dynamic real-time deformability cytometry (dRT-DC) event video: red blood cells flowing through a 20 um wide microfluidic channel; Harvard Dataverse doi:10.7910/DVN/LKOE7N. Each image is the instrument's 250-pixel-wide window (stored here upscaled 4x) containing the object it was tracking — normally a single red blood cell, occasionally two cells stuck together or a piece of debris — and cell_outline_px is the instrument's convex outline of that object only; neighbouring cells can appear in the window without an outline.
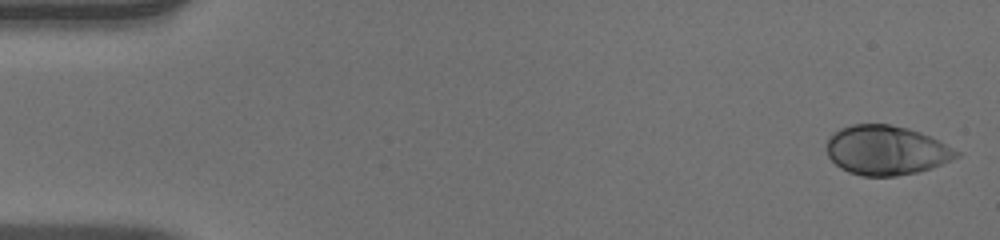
{"species": "human", "species_latin": "Homo sapiens", "temperature_condition": "warm", "stored_images_in_passage": 51, "camera_frame_rate_fps": 3000, "um_per_image_px": 0.085, "donor": {"sex": "male"}, "frame": {"image": 1, "passage_image": 1, "time_ms": 0.0, "image_size_px": [1000, 240], "cell_outline_px": [[960, 156], [932, 168], [916, 172], [896, 176], [860, 176], [848, 172], [840, 168], [828, 156], [828, 140], [832, 132], [840, 128], [852, 124], [888, 124], [908, 128], [920, 132], [940, 140], [960, 152]], "centroid_in_image_um": [75.34, 12.77], "position_along_channel_um": 9.7, "area_um2": 37.45}}
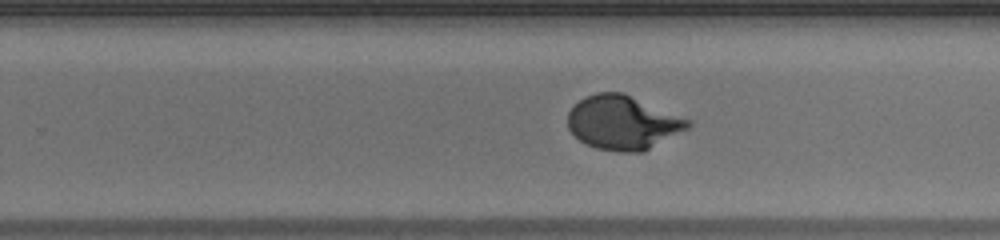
{"frame": {"image": 2, "passage_image": 32, "time_ms": 10.333, "image_size_px": [1000, 240], "cell_outline_px": [[692, 124], [688, 128], [644, 152], [620, 152], [596, 148], [580, 140], [568, 128], [568, 112], [572, 104], [584, 96], [596, 92], [624, 92], [692, 120]], "centroid_in_image_um": [52.94, 10.4], "position_along_channel_um": 276.9, "area_um2": 38.15}}
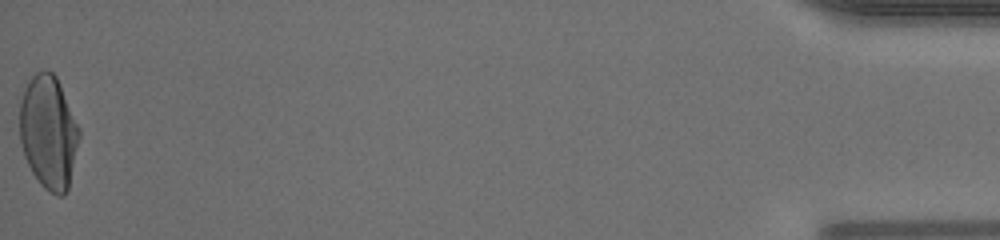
{"frame": {"image": 3, "passage_image": 51, "time_ms": 16.667, "image_size_px": [1000, 240], "cell_outline_px": [[80, 136], [68, 188], [64, 196], [56, 196], [44, 188], [40, 184], [32, 172], [24, 156], [20, 140], [20, 100], [24, 88], [28, 80], [36, 72], [44, 68], [52, 72], [56, 76], [80, 128]], "centroid_in_image_um": [4.12, 11.22], "position_along_channel_um": 431.1, "area_um2": 39.54}, "authors_computed_cell_mechanics": {"area_um2": 36.992, "velocity_mm_per_s": 3.9857, "shape_relaxation_time_tau1_ms": 3.9975, "shape_relaxation_time_tau2_ms": null, "deformation_change_tau1": 0.2237, "deformation_change_tau2": null}}